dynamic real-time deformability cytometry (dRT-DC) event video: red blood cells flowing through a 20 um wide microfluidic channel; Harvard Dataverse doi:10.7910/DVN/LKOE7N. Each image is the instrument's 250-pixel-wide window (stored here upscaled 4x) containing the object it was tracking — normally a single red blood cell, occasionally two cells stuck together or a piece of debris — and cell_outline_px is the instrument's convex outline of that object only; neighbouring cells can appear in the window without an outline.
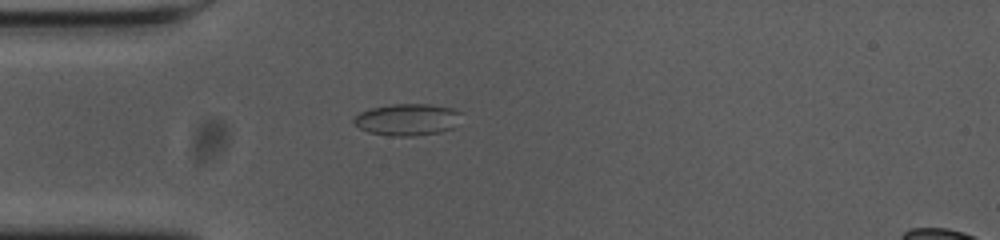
{"species": "common noctule bat (a hibernating species)", "species_latin": "Nyctalus noctula", "temperature_condition": "cold", "stored_images_in_passage": 43, "segment_of_instrument_passage": [1, 2], "camera_frame_rate_fps": 3000, "um_per_image_px": 0.085, "animal": {"sex": "female", "body_mass_g": 23.0, "forearm_length_mm": 53.4}, "frame": {"image": 1, "passage_image": 1, "time_ms": 0.0, "image_size_px": [1000, 240], "cell_outline_px": [[464, 112], [452, 128], [440, 132], [412, 136], [392, 136], [368, 132], [360, 128], [352, 120], [360, 112], [372, 108], [392, 104], [428, 104], [452, 108]], "centroid_in_image_um": [34.64, 10.16], "position_along_channel_um": 50.4, "area_um2": 19.83}}
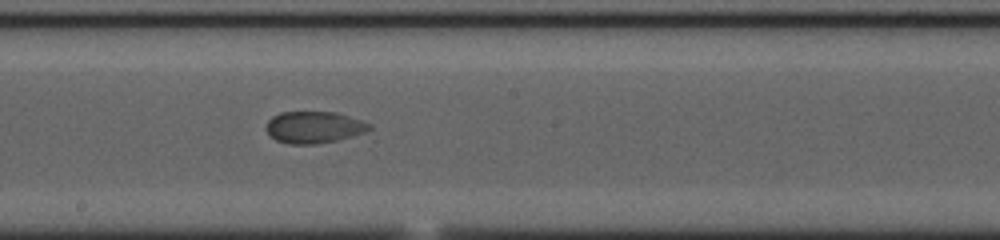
{"frame": {"image": 2, "passage_image": 16, "time_ms": 5.0, "image_size_px": [1000, 240], "cell_outline_px": [[372, 128], [368, 132], [336, 140], [316, 144], [288, 144], [276, 140], [264, 128], [268, 120], [272, 116], [280, 112], [336, 112], [372, 124]], "centroid_in_image_um": [26.69, 10.81], "position_along_channel_um": 221.5, "area_um2": 19.19}}
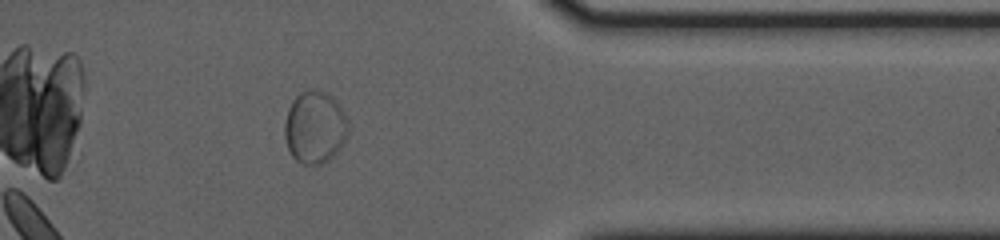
{"frame": {"image": 3, "passage_image": 31, "time_ms": 10.0, "image_size_px": [1000, 240], "cell_outline_px": [[348, 132], [340, 148], [328, 160], [320, 164], [304, 164], [296, 160], [292, 156], [288, 148], [284, 136], [284, 120], [288, 108], [292, 100], [300, 92], [316, 88], [328, 92], [340, 104], [344, 112], [348, 124]], "centroid_in_image_um": [26.75, 10.77], "position_along_channel_um": 384.7, "area_um2": 27.11}}